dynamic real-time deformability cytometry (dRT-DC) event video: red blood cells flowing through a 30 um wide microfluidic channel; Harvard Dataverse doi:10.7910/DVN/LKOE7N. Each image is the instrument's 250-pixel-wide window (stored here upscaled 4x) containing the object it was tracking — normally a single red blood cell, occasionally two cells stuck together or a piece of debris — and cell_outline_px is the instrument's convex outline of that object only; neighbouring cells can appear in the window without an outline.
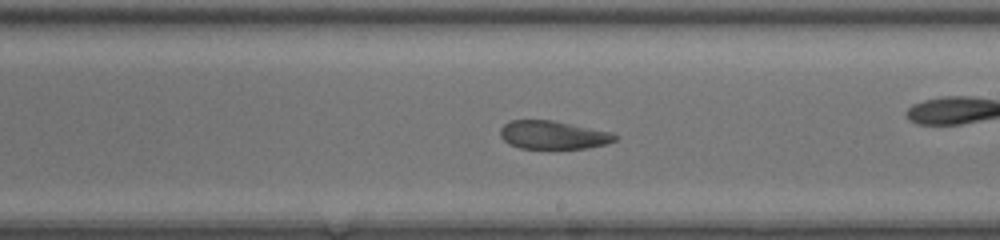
{"species": "common noctule bat (a hibernating species)", "species_latin": "Nyctalus noctula", "temperature_condition": "room temperature", "stored_images_in_passage": 46, "camera_frame_rate_fps": 3000, "um_per_image_px": 0.085, "animal": {"sex": "female", "body_mass_g": 20.0, "forearm_length_mm": 54.0}, "frame": {"image": 1, "passage_image": 27, "time_ms": 8.667, "image_size_px": [1000, 240], "cell_outline_px": [[620, 136], [616, 140], [608, 144], [588, 148], [520, 148], [508, 144], [500, 136], [500, 128], [504, 124], [512, 120], [552, 120], [612, 132]], "centroid_in_image_um": [47.04, 11.47], "position_along_channel_um": 242.0, "area_um2": 19.02}, "authors_computed_cell_mechanics": {"area_um2": 23.5535, "velocity_mm_per_s": 4.2746, "shape_relaxation_time_tau1_ms": null, "shape_relaxation_time_tau2_ms": 1.6807, "deformation_change_tau1": null, "deformation_change_tau2": 0.0862}}